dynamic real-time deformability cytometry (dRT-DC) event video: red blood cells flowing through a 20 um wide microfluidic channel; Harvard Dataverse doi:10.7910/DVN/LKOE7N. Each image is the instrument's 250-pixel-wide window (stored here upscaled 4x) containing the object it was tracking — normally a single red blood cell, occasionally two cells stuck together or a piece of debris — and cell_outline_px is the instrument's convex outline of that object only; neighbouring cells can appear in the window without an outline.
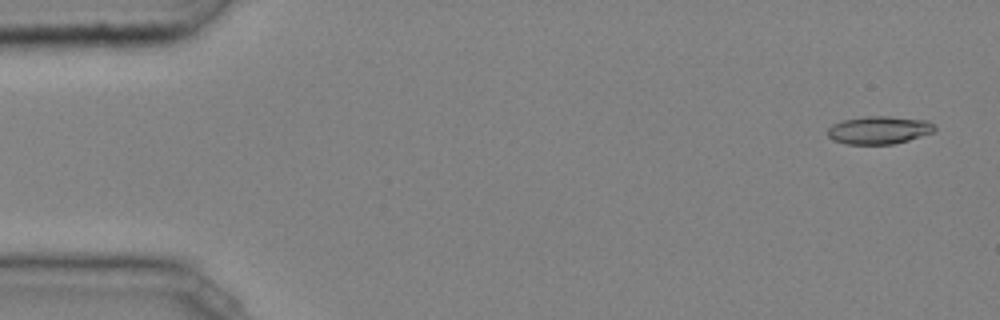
{"species": "common noctule bat (a hibernating species)", "species_latin": "Nyctalus noctula", "temperature_condition": "cold", "stored_images_in_passage": 14, "camera_frame_rate_fps": 3000, "um_per_image_px": 0.085, "animal": {"sex": "male", "body_mass_g": 20.4}, "frame": {"image": 1, "passage_image": 2, "time_ms": 0.333, "image_size_px": [1000, 320], "cell_outline_px": [[936, 128], [932, 132], [908, 140], [892, 144], [844, 144], [832, 140], [828, 136], [828, 128], [832, 124], [844, 120], [864, 116], [888, 116], [928, 120]], "centroid_in_image_um": [74.68, 11.05], "position_along_channel_um": 10.3, "area_um2": 17.34}}
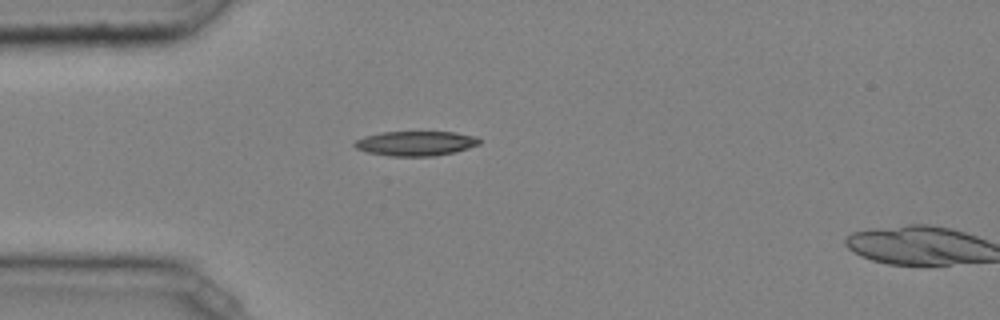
{"frame": {"image": 2, "passage_image": 13, "time_ms": 4.0, "image_size_px": [1000, 320], "cell_outline_px": [[480, 144], [456, 152], [432, 156], [392, 156], [368, 152], [356, 148], [352, 144], [356, 140], [364, 136], [380, 132], [456, 132], [476, 136], [480, 140]], "centroid_in_image_um": [35.34, 12.18], "position_along_channel_um": 49.7, "area_um2": 17.98}}